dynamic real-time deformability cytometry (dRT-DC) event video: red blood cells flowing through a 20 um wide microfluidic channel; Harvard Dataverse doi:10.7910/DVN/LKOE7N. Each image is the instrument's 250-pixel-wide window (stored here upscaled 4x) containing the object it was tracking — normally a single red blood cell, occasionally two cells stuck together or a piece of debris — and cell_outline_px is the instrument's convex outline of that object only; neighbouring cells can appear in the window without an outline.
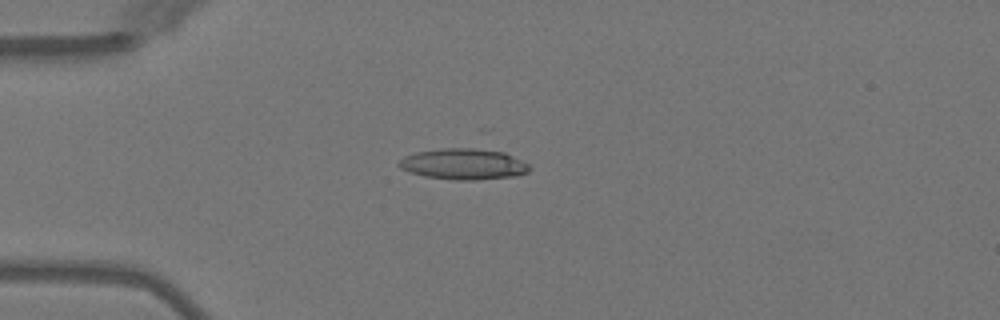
{"species": "Egyptian fruit bat (a non-hibernating species)", "species_latin": "Rousettus aegyptiacus", "temperature_condition": "warm", "stored_images_in_passage": 3, "camera_frame_rate_fps": 3000, "um_per_image_px": 0.085, "animal": {"sex": "female"}, "frame": {"image": 1, "passage_image": 2, "time_ms": 1.333, "image_size_px": [1000, 320], "cell_outline_px": [[532, 168], [528, 172], [516, 176], [472, 180], [456, 180], [424, 176], [400, 168], [396, 164], [404, 156], [416, 152], [440, 148], [484, 148], [504, 152], [528, 164]], "centroid_in_image_um": [39.41, 13.94], "position_along_channel_um": 45.6, "area_um2": 23.64}}